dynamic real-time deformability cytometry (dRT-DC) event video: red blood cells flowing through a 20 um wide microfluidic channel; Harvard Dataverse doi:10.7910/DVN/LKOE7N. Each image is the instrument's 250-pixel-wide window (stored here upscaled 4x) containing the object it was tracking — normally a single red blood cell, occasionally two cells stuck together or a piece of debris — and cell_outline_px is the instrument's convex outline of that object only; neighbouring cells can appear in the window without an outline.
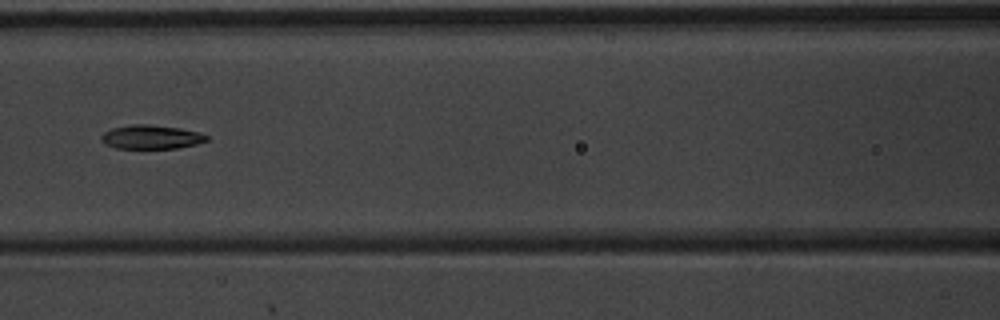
{"species": "common noctule bat (a hibernating species)", "species_latin": "Nyctalus noctula", "temperature_condition": "warm", "stored_images_in_passage": 3, "camera_frame_rate_fps": 3000, "um_per_image_px": 0.085, "animal": {"sex": "male", "body_mass_g": 20.1, "forearm_length_mm": 53.5}, "frame": {"image": 1, "passage_image": 3, "time_ms": 0.667, "image_size_px": [1000, 320], "cell_outline_px": [[208, 140], [196, 144], [176, 148], [116, 148], [104, 144], [100, 140], [100, 136], [104, 132], [112, 128], [132, 124], [144, 124], [180, 128], [200, 132], [208, 136]], "centroid_in_image_um": [12.83, 11.64], "position_along_channel_um": 153.8, "area_um2": 14.68}}